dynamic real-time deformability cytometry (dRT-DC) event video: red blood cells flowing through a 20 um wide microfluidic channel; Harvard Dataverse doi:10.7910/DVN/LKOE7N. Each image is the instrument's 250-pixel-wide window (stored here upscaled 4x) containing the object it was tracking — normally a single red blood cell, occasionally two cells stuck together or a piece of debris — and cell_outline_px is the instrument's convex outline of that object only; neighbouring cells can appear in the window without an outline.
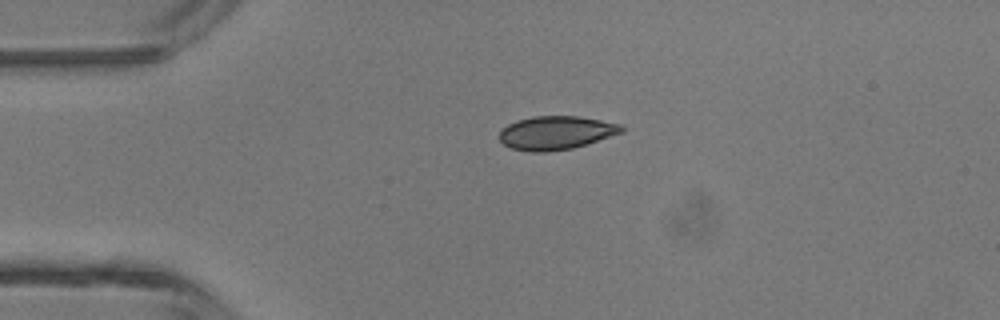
{"species": "common noctule bat (a hibernating species)", "species_latin": "Nyctalus noctula", "temperature_condition": "room temperature", "stored_images_in_passage": 4, "camera_frame_rate_fps": 3000, "um_per_image_px": 0.085, "animal": {"sex": "male", "body_mass_g": 13.3}, "frame": {"image": 1, "passage_image": 4, "time_ms": 1.0, "image_size_px": [1000, 320], "cell_outline_px": [[624, 132], [572, 148], [544, 152], [532, 152], [512, 148], [504, 144], [500, 140], [500, 132], [508, 124], [516, 120], [532, 116], [580, 116], [624, 124]], "centroid_in_image_um": [47.3, 11.27], "position_along_channel_um": 37.7, "area_um2": 23.87}}